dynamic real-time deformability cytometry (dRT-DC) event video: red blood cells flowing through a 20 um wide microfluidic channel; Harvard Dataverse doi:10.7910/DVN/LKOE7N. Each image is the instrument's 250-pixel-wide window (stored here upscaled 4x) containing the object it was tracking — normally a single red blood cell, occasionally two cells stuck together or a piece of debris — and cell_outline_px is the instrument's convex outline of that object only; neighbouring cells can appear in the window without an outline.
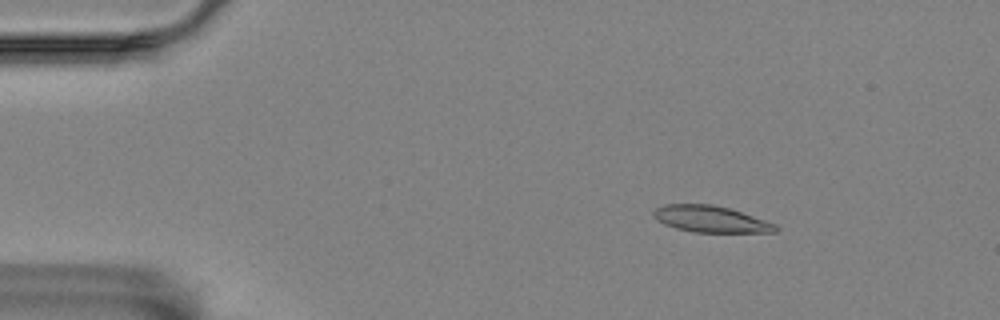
{"species": "Egyptian fruit bat (a non-hibernating species)", "species_latin": "Rousettus aegyptiacus", "temperature_condition": "room temperature", "stored_images_in_passage": 4, "camera_frame_rate_fps": 3000, "um_per_image_px": 0.085, "animal": {"sex": "female"}, "frame": {"image": 1, "passage_image": 3, "time_ms": 0.667, "image_size_px": [1000, 320], "cell_outline_px": [[780, 228], [776, 232], [692, 232], [676, 228], [664, 224], [652, 216], [652, 212], [656, 208], [664, 204], [712, 204], [728, 208], [776, 224]], "centroid_in_image_um": [60.38, 18.62], "position_along_channel_um": 24.6, "area_um2": 18.73}}